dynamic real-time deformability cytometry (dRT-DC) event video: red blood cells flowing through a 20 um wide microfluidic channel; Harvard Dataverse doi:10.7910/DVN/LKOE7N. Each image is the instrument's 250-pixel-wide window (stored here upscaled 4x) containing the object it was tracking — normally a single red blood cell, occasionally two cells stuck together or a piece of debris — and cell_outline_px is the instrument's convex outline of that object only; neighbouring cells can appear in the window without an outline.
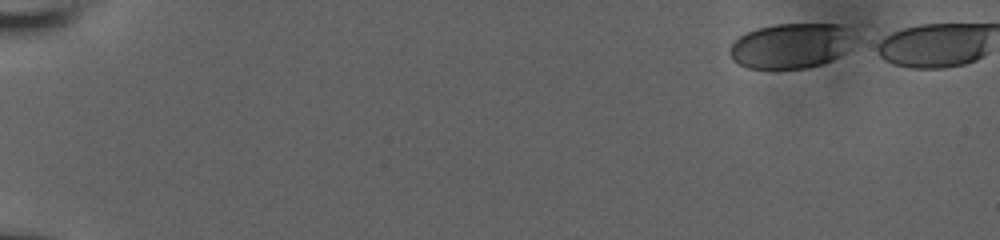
{"species": "human", "species_latin": "Homo sapiens", "temperature_condition": "room temperature", "stored_images_in_passage": 2, "camera_frame_rate_fps": 3000, "um_per_image_px": 0.085, "donor": {"sex": "male"}, "frame": {"image": 1, "passage_image": 1, "time_ms": 0.0, "image_size_px": [1000, 240], "cell_outline_px": [[860, 36], [844, 52], [832, 60], [808, 68], [748, 68], [732, 60], [728, 52], [728, 48], [740, 36], [756, 28], [772, 24], [840, 24]], "centroid_in_image_um": [67.26, 3.87], "position_along_channel_um": 17.7, "area_um2": 33.06}}